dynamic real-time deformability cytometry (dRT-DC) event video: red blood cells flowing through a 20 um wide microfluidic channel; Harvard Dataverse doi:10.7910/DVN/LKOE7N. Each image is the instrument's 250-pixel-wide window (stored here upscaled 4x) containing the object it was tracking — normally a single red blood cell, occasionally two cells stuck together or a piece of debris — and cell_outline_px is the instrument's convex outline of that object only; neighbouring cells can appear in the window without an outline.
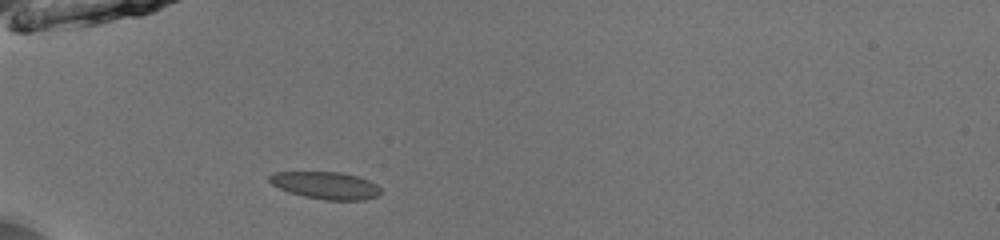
{"species": "common noctule bat (a hibernating species)", "species_latin": "Nyctalus noctula", "temperature_condition": "room temperature", "stored_images_in_passage": 35, "camera_frame_rate_fps": 3000, "um_per_image_px": 0.085, "animal": {"sex": "male", "body_mass_g": 13.0, "forearm_length_mm": 53.1}, "frame": {"image": 1, "passage_image": 1, "time_ms": 0.0, "image_size_px": [1000, 240], "cell_outline_px": [[380, 196], [364, 200], [324, 200], [304, 196], [288, 192], [272, 184], [268, 180], [268, 176], [276, 172], [340, 172], [360, 176], [376, 184], [380, 188]], "centroid_in_image_um": [27.71, 15.76], "position_along_channel_um": 57.3, "area_um2": 17.8}}
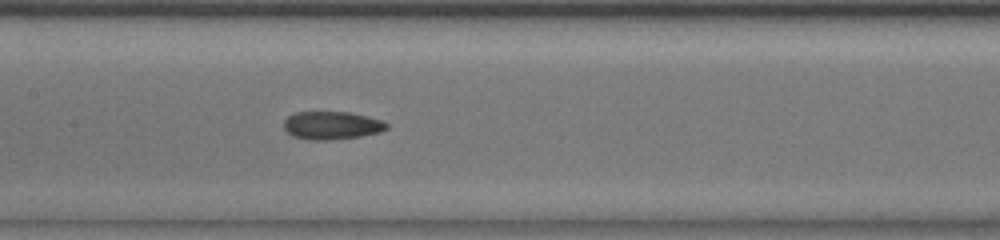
{"frame": {"image": 2, "passage_image": 11, "time_ms": 3.333, "image_size_px": [1000, 240], "cell_outline_px": [[388, 128], [380, 132], [360, 136], [328, 140], [308, 140], [292, 136], [284, 128], [284, 120], [288, 116], [296, 112], [348, 112], [368, 116], [384, 120], [388, 124]], "centroid_in_image_um": [28.21, 10.66], "position_along_channel_um": 179.2, "area_um2": 16.88}}
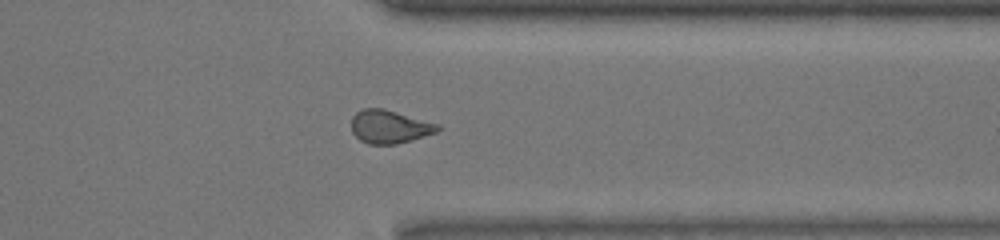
{"frame": {"image": 3, "passage_image": 26, "time_ms": 8.333, "image_size_px": [1000, 240], "cell_outline_px": [[440, 128], [436, 132], [412, 140], [396, 144], [368, 144], [360, 140], [352, 132], [352, 116], [356, 112], [364, 108], [384, 108], [440, 124]], "centroid_in_image_um": [33.11, 10.76], "position_along_channel_um": 378.3, "area_um2": 16.76}, "authors_computed_cell_mechanics": {"area_um2": 16.8776, "velocity_mm_per_s": 3.9993, "shape_relaxation_time_tau1_ms": 7.5324, "shape_relaxation_time_tau2_ms": 2.659, "deformation_change_tau1": 0.1835, "deformation_change_tau2": 0.0895}}